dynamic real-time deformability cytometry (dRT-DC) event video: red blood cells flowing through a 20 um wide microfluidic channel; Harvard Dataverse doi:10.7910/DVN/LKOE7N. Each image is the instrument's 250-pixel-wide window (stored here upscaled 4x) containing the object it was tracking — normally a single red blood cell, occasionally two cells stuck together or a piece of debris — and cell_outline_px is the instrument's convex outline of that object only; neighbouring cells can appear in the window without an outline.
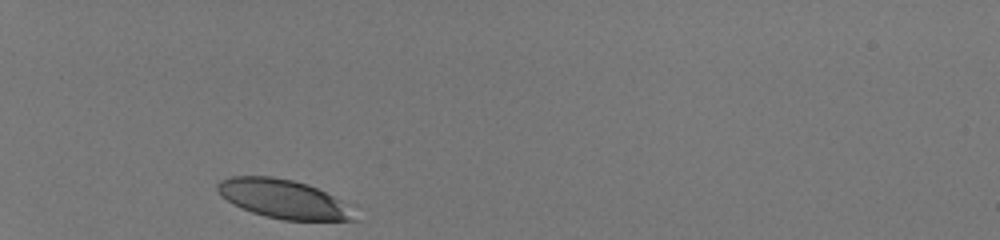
{"species": "human", "species_latin": "Homo sapiens", "temperature_condition": "room temperature", "stored_images_in_passage": 30, "camera_frame_rate_fps": 3000, "um_per_image_px": 0.085, "donor": {"sex": "male"}, "frame": {"image": 1, "passage_image": 1, "time_ms": 0.0, "image_size_px": [1000, 240], "cell_outline_px": [[360, 220], [284, 220], [264, 216], [252, 212], [232, 204], [216, 188], [216, 184], [220, 180], [232, 176], [272, 176], [292, 180], [308, 184], [340, 200]], "centroid_in_image_um": [24.05, 16.91], "position_along_channel_um": 61.0, "area_um2": 30.52}}
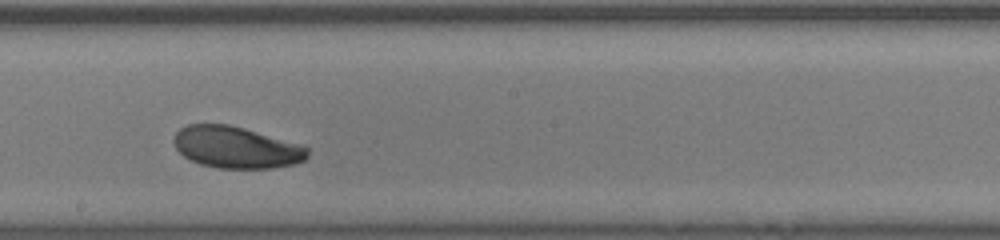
{"frame": {"image": 2, "passage_image": 16, "time_ms": 5.0, "image_size_px": [1000, 240], "cell_outline_px": [[308, 156], [304, 160], [292, 164], [272, 168], [216, 168], [200, 164], [184, 156], [176, 148], [172, 140], [176, 132], [180, 128], [188, 124], [228, 124], [244, 128], [304, 144], [308, 148]], "centroid_in_image_um": [20.09, 12.51], "position_along_channel_um": 228.1, "area_um2": 32.66}}
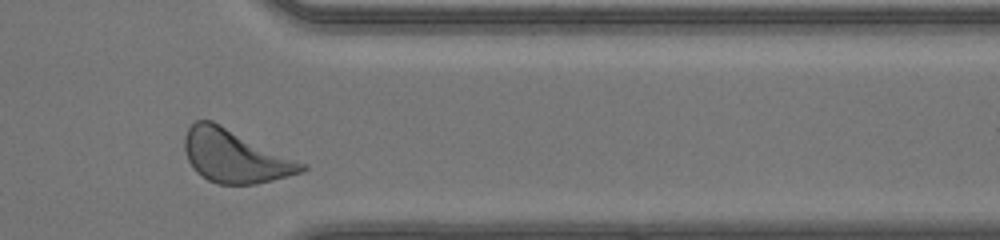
{"frame": {"image": 3, "passage_image": 28, "time_ms": 9.0, "image_size_px": [1000, 240], "cell_outline_px": [[308, 168], [304, 172], [256, 184], [216, 184], [208, 180], [196, 172], [192, 168], [188, 160], [184, 148], [184, 136], [188, 128], [196, 120], [212, 120], [308, 164]], "centroid_in_image_um": [19.99, 13.27], "position_along_channel_um": 391.4, "area_um2": 36.36}, "authors_computed_cell_mechanics": {"area_um2": 33.0038, "velocity_mm_per_s": 4.0914, "shape_relaxation_time_tau1_ms": 1.1799, "shape_relaxation_time_tau2_ms": 10.1597, "deformation_change_tau1": 0.1087, "deformation_change_tau2": 0.219}}